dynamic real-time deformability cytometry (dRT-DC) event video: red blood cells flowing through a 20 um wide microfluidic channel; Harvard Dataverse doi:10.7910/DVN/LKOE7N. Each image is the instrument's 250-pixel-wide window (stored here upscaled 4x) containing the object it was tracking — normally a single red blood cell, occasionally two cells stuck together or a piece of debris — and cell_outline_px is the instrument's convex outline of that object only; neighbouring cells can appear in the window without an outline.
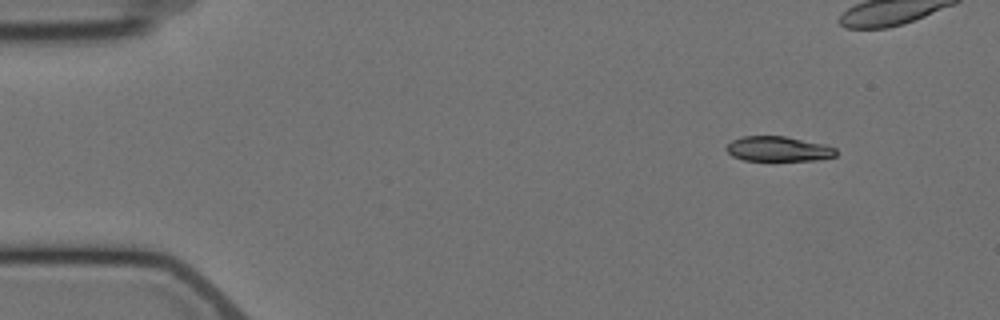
{"species": "Egyptian fruit bat (a non-hibernating species)", "species_latin": "Rousettus aegyptiacus", "temperature_condition": "cold", "stored_images_in_passage": 4, "camera_frame_rate_fps": 3000, "um_per_image_px": 0.085, "animal": {"sex": "female"}, "frame": {"image": 1, "passage_image": 1, "time_ms": 0.0, "image_size_px": [1000, 320], "cell_outline_px": [[836, 156], [816, 160], [744, 160], [732, 156], [724, 148], [732, 140], [740, 136], [784, 136], [824, 144], [836, 148]], "centroid_in_image_um": [66.13, 12.65], "position_along_channel_um": 18.9, "area_um2": 15.9}}